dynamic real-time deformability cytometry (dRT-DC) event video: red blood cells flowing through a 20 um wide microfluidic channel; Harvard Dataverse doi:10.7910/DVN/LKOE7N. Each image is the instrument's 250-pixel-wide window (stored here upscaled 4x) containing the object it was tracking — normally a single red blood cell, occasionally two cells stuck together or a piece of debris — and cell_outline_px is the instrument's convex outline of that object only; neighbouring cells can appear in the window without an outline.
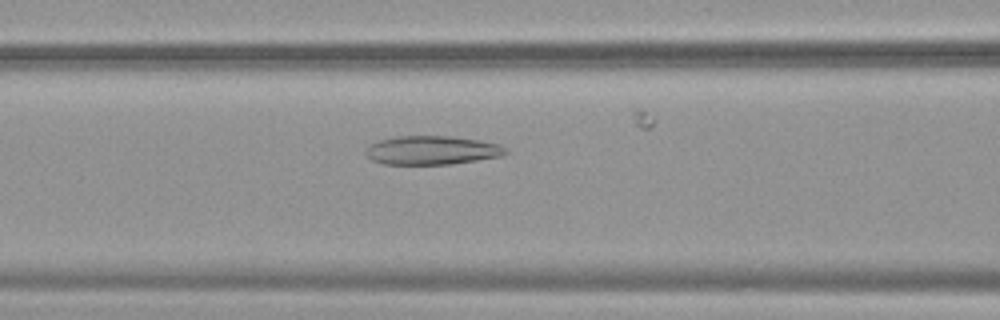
{"species": "common noctule bat (a hibernating species)", "species_latin": "Nyctalus noctula", "temperature_condition": "warm", "stored_images_in_passage": 43, "camera_frame_rate_fps": 3000, "um_per_image_px": 0.085, "animal": {"sex": "female", "body_mass_g": 19.9}, "frame": {"image": 1, "passage_image": 23, "time_ms": 7.333, "image_size_px": [1000, 320], "cell_outline_px": [[508, 152], [500, 156], [452, 164], [384, 164], [372, 160], [364, 152], [364, 148], [368, 144], [380, 140], [396, 136], [452, 136], [480, 140], [500, 144], [508, 148]], "centroid_in_image_um": [36.7, 12.76], "position_along_channel_um": 129.9, "area_um2": 23.64}}
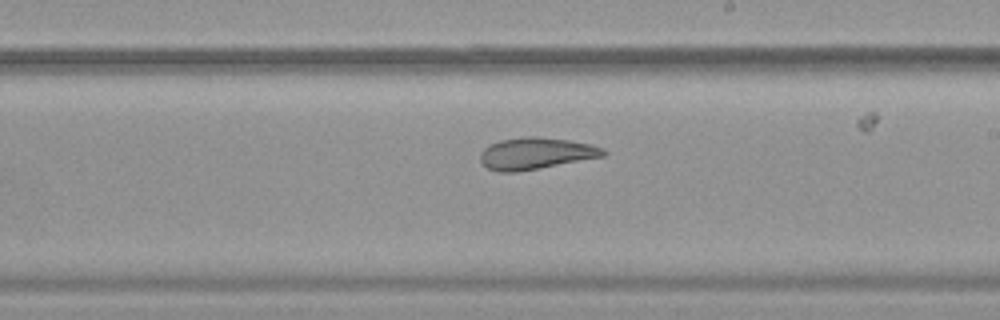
{"frame": {"image": 2, "passage_image": 32, "time_ms": 10.333, "image_size_px": [1000, 320], "cell_outline_px": [[608, 152], [604, 156], [540, 168], [516, 172], [496, 172], [488, 168], [480, 160], [480, 152], [484, 148], [500, 140], [528, 136], [536, 136], [568, 140], [592, 144], [604, 148]], "centroid_in_image_um": [45.56, 13.04], "position_along_channel_um": 243.4, "area_um2": 22.72}}
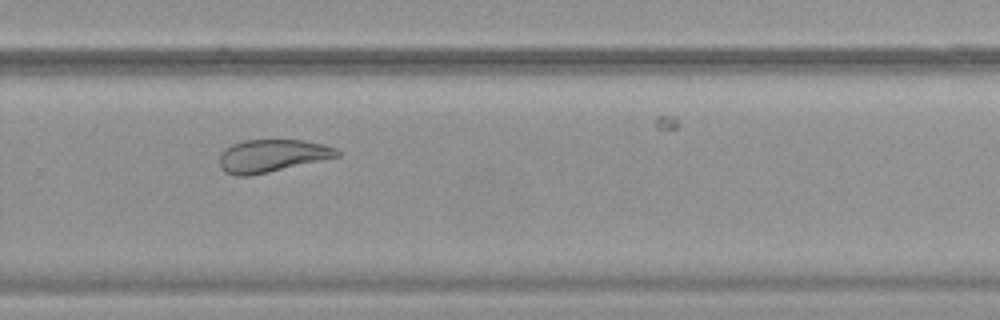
{"frame": {"image": 3, "passage_image": 37, "time_ms": 12.0, "image_size_px": [1000, 320], "cell_outline_px": [[340, 156], [268, 172], [248, 176], [236, 176], [224, 172], [220, 168], [220, 152], [224, 148], [232, 144], [244, 140], [304, 140], [324, 144], [336, 148], [340, 152]], "centroid_in_image_um": [23.09, 13.23], "position_along_channel_um": 306.7, "area_um2": 22.43}}